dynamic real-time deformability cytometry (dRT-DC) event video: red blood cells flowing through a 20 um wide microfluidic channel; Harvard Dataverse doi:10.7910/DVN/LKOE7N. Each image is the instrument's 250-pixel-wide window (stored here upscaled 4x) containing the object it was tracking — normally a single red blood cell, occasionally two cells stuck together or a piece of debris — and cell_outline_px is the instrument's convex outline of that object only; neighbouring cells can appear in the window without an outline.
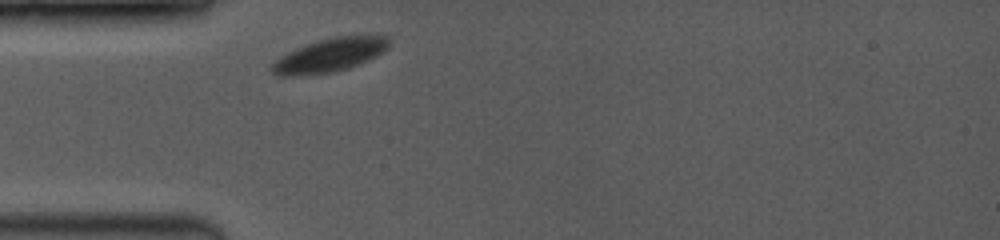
{"species": "common noctule bat (a hibernating species)", "species_latin": "Nyctalus noctula", "temperature_condition": "room temperature", "stored_images_in_passage": 16, "camera_frame_rate_fps": 3500, "um_per_image_px": 0.085, "animal": {"sex": "female", "body_mass_g": 19.0, "forearm_length_mm": 53.3}, "frame": {"image": 1, "passage_image": 1, "time_ms": 0.0, "image_size_px": [1000, 240], "cell_outline_px": [[392, 44], [384, 52], [368, 60], [348, 68], [328, 72], [288, 76], [276, 76], [272, 72], [272, 64], [280, 56], [296, 48], [316, 40], [332, 36], [368, 32], [388, 36]], "centroid_in_image_um": [28.15, 4.61], "position_along_channel_um": 56.9, "area_um2": 23.58}}
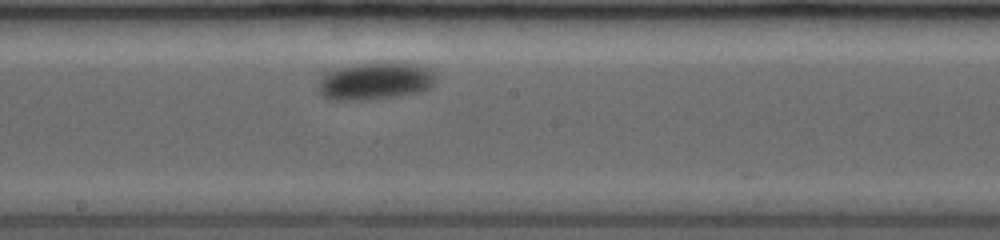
{"frame": {"image": 2, "passage_image": 10, "time_ms": 4.571, "image_size_px": [1000, 240], "cell_outline_px": [[436, 80], [432, 88], [420, 92], [400, 96], [364, 100], [332, 100], [324, 96], [320, 92], [320, 80], [324, 76], [340, 68], [360, 64], [412, 64], [428, 68], [432, 72]], "centroid_in_image_um": [31.96, 6.94], "position_along_channel_um": 216.2, "area_um2": 24.8}}
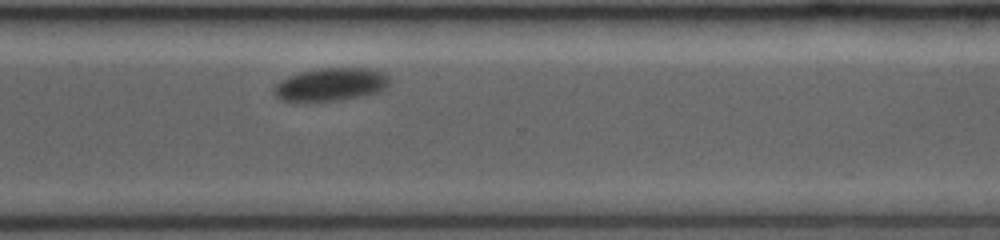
{"frame": {"image": 3, "passage_image": 16, "time_ms": 8.0, "image_size_px": [1000, 240], "cell_outline_px": [[388, 84], [380, 92], [340, 100], [292, 104], [280, 100], [272, 92], [276, 84], [288, 76], [300, 72], [320, 68], [368, 68], [380, 72], [388, 76]], "centroid_in_image_um": [28.02, 7.22], "position_along_channel_um": 342.6, "area_um2": 22.66}}